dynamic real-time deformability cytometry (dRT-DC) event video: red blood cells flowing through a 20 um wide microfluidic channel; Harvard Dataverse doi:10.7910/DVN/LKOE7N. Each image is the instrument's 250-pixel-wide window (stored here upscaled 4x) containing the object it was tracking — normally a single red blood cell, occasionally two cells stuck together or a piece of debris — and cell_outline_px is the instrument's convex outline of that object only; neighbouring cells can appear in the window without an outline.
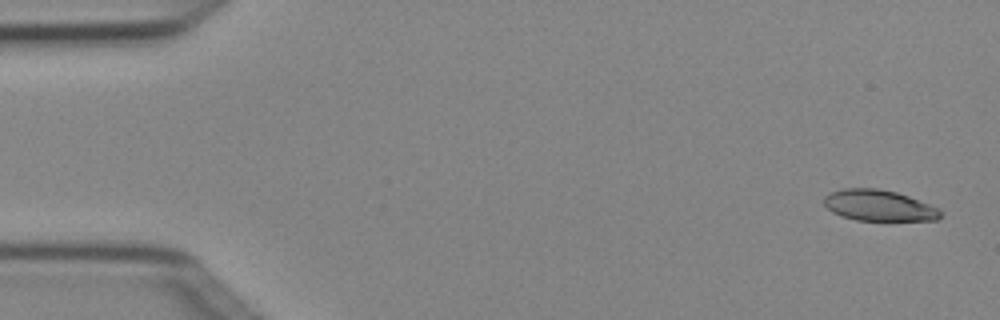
{"species": "Egyptian fruit bat (a non-hibernating species)", "species_latin": "Rousettus aegyptiacus", "temperature_condition": "cold", "stored_images_in_passage": 6, "camera_frame_rate_fps": 3000, "um_per_image_px": 0.085, "animal": {"sex": "female"}, "frame": {"image": 1, "passage_image": 1, "time_ms": 0.0, "image_size_px": [1000, 320], "cell_outline_px": [[940, 216], [936, 220], [856, 220], [840, 216], [832, 212], [824, 204], [824, 196], [828, 192], [844, 188], [876, 188], [896, 192], [908, 196], [940, 208]], "centroid_in_image_um": [74.66, 17.46], "position_along_channel_um": 10.3, "area_um2": 21.04}}
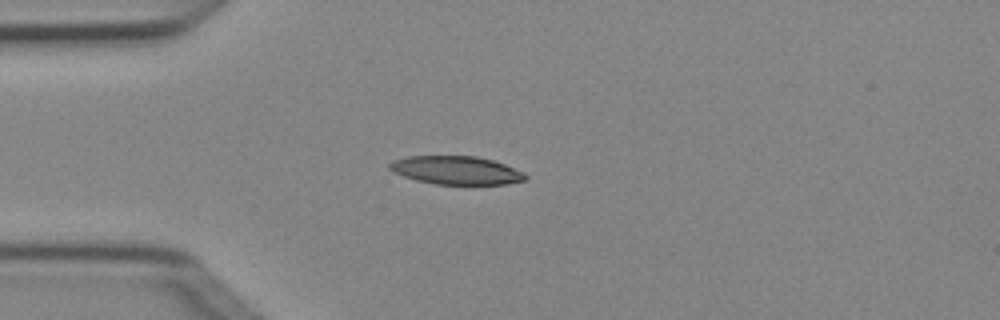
{"frame": {"image": 2, "passage_image": 4, "time_ms": 1.0, "image_size_px": [1000, 320], "cell_outline_px": [[528, 176], [524, 180], [508, 184], [436, 184], [416, 180], [392, 172], [388, 168], [388, 164], [392, 160], [408, 156], [476, 156], [492, 160], [504, 164], [524, 172]], "centroid_in_image_um": [38.75, 14.47], "position_along_channel_um": 46.2, "area_um2": 22.43}}
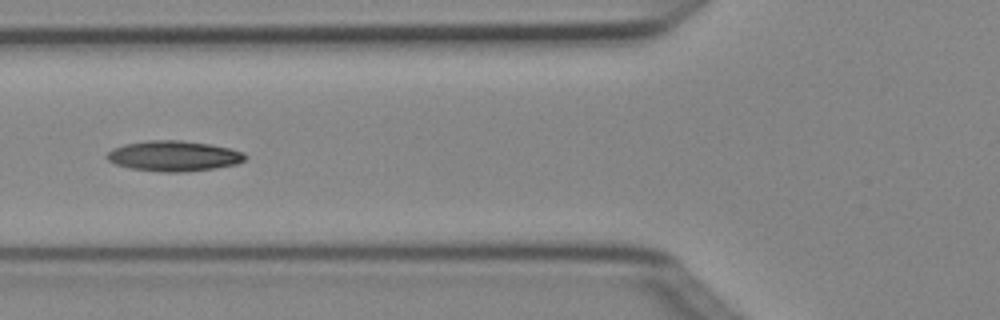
{"frame": {"image": 3, "passage_image": 6, "time_ms": 1.667, "image_size_px": [1000, 320], "cell_outline_px": [[248, 156], [244, 160], [236, 164], [216, 168], [184, 172], [160, 172], [132, 168], [116, 164], [108, 160], [104, 156], [112, 148], [124, 144], [148, 140], [180, 140], [208, 144], [232, 148], [244, 152]], "centroid_in_image_um": [14.78, 13.25], "position_along_channel_um": 111.0, "area_um2": 24.62}}